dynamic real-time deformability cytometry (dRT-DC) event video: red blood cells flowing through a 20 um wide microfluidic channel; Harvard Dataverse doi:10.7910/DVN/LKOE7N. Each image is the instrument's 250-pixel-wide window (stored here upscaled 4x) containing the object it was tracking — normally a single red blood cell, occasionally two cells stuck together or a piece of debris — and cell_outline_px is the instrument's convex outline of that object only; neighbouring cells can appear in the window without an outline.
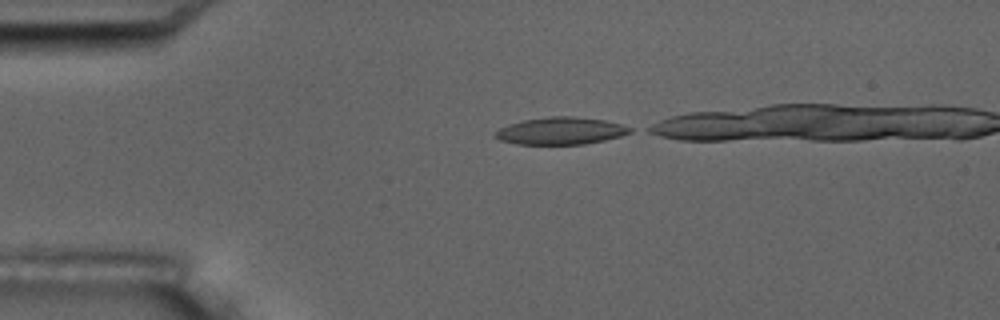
{"species": "common noctule bat (a hibernating species)", "species_latin": "Nyctalus noctula", "temperature_condition": "room temperature", "stored_images_in_passage": 7, "camera_frame_rate_fps": 3000, "um_per_image_px": 0.085, "animal": {"sex": "male", "body_mass_g": 17.5, "forearm_length_mm": 52.3}, "frame": {"image": 1, "passage_image": 7, "time_ms": 7.0, "image_size_px": [1000, 320], "cell_outline_px": [[632, 132], [620, 136], [604, 140], [584, 144], [516, 144], [500, 140], [492, 136], [492, 132], [508, 124], [524, 120], [548, 116], [572, 116], [604, 120], [620, 124], [632, 128]], "centroid_in_image_um": [47.61, 11.12], "position_along_channel_um": 37.4, "area_um2": 21.44}}